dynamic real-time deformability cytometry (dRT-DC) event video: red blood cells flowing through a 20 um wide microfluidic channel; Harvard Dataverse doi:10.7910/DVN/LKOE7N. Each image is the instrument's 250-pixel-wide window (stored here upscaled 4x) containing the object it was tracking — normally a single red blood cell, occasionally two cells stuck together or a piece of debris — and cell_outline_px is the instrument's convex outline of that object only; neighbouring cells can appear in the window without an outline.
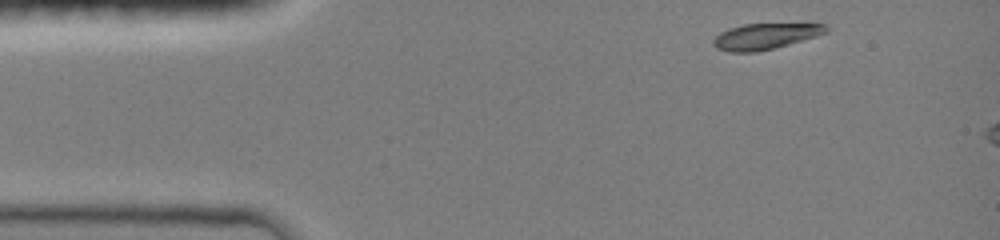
{"species": "common noctule bat (a hibernating species)", "species_latin": "Nyctalus noctula", "temperature_condition": "room temperature", "stored_images_in_passage": 4, "camera_frame_rate_fps": 3000, "um_per_image_px": 0.085, "animal": {"sex": "female", "body_mass_g": 19.0, "forearm_length_mm": 51.5}, "frame": {"image": 1, "passage_image": 1, "time_ms": 0.0, "image_size_px": [1000, 240], "cell_outline_px": [[828, 32], [816, 36], [772, 48], [756, 52], [728, 52], [716, 48], [712, 44], [712, 40], [720, 32], [728, 28], [744, 24], [828, 24]], "centroid_in_image_um": [65.0, 3.08], "position_along_channel_um": 20.0, "area_um2": 16.88}}